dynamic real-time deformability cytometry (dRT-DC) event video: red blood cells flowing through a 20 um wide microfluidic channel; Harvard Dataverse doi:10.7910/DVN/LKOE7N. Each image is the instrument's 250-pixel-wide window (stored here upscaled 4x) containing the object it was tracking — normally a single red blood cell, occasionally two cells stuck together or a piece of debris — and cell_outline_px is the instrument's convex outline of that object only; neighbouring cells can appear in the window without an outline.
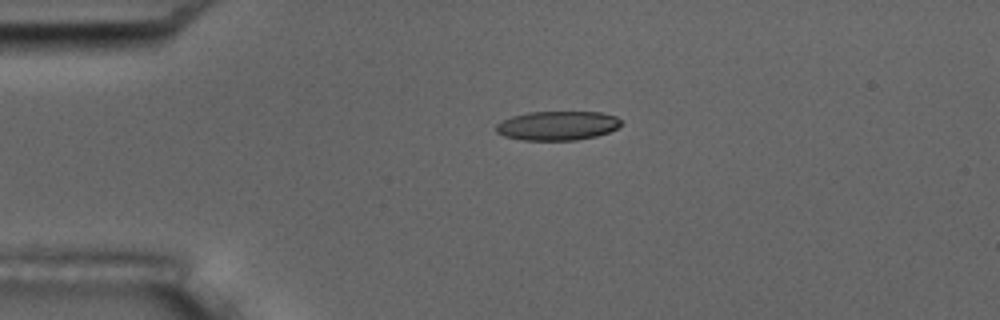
{"species": "common noctule bat (a hibernating species)", "species_latin": "Nyctalus noctula", "temperature_condition": "room temperature", "stored_images_in_passage": 2, "camera_frame_rate_fps": 3000, "um_per_image_px": 0.085, "animal": {"sex": "male", "body_mass_g": 17.5, "forearm_length_mm": 52.3}, "frame": {"image": 1, "passage_image": 1, "time_ms": 0.0, "image_size_px": [1000, 320], "cell_outline_px": [[620, 124], [616, 128], [608, 132], [596, 136], [576, 140], [524, 140], [504, 136], [496, 132], [496, 124], [512, 116], [528, 112], [600, 112], [616, 116], [620, 120]], "centroid_in_image_um": [47.37, 10.68], "position_along_channel_um": 37.6, "area_um2": 21.1}}